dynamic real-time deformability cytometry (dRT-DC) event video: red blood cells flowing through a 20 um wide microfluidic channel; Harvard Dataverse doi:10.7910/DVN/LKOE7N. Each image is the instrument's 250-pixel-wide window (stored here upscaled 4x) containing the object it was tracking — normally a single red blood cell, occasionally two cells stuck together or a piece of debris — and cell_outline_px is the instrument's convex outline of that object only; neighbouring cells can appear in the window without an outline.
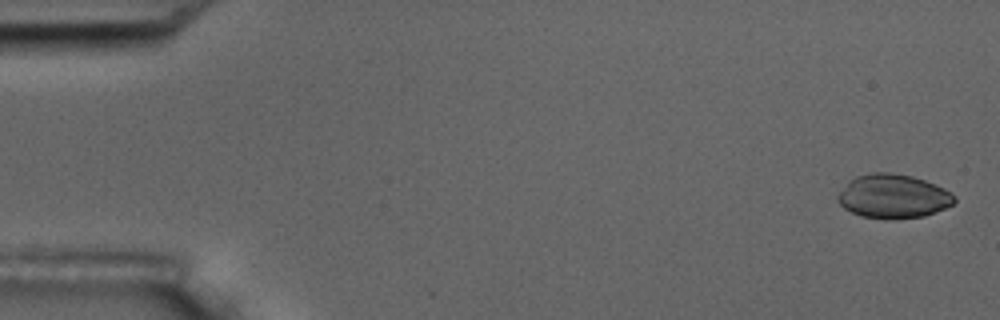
{"species": "common noctule bat (a hibernating species)", "species_latin": "Nyctalus noctula", "temperature_condition": "room temperature", "stored_images_in_passage": 7, "camera_frame_rate_fps": 3000, "um_per_image_px": 0.085, "animal": {"sex": "male", "body_mass_g": 17.5, "forearm_length_mm": 52.3}, "frame": {"image": 1, "passage_image": 1, "time_ms": 0.0, "image_size_px": [1000, 320], "cell_outline_px": [[956, 200], [952, 204], [944, 208], [924, 216], [860, 216], [844, 208], [836, 200], [836, 196], [856, 176], [872, 172], [888, 172], [912, 176], [924, 180], [944, 188], [956, 196]], "centroid_in_image_um": [75.93, 16.64], "position_along_channel_um": 9.1, "area_um2": 28.84}}